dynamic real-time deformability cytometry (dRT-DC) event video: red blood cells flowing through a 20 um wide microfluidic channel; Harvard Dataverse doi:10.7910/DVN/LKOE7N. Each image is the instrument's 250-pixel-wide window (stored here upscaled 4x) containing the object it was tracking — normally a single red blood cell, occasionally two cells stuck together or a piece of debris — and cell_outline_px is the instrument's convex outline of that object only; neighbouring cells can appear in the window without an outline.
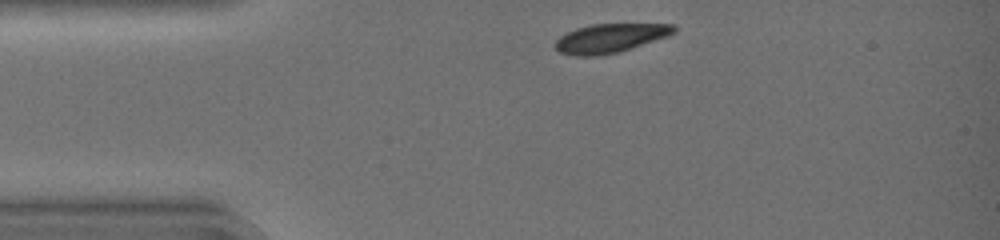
{"species": "common noctule bat (a hibernating species)", "species_latin": "Nyctalus noctula", "temperature_condition": "warm", "stored_images_in_passage": 32, "camera_frame_rate_fps": 3000, "um_per_image_px": 0.085, "animal": {"sex": "female", "body_mass_g": 19.0, "forearm_length_mm": 51.5}, "frame": {"image": 1, "passage_image": 1, "time_ms": 0.0, "image_size_px": [1000, 240], "cell_outline_px": [[676, 32], [668, 36], [620, 52], [596, 56], [576, 56], [560, 52], [552, 44], [560, 36], [576, 28], [592, 24], [676, 24]], "centroid_in_image_um": [51.87, 3.24], "position_along_channel_um": 33.1, "area_um2": 20.11}}
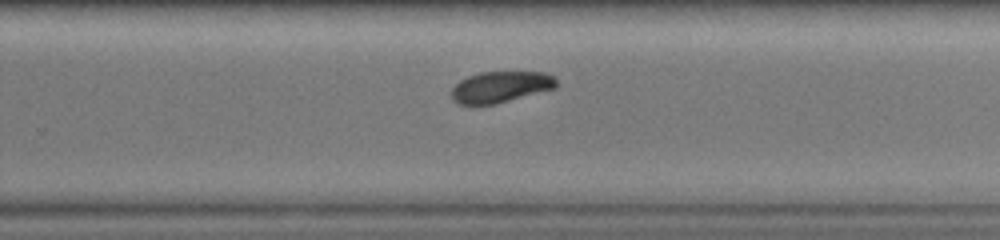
{"frame": {"image": 2, "passage_image": 21, "time_ms": 6.667, "image_size_px": [1000, 240], "cell_outline_px": [[556, 88], [496, 104], [460, 104], [452, 100], [452, 88], [460, 80], [468, 76], [480, 72], [544, 72], [556, 76]], "centroid_in_image_um": [42.57, 7.38], "position_along_channel_um": 287.2, "area_um2": 19.07}}
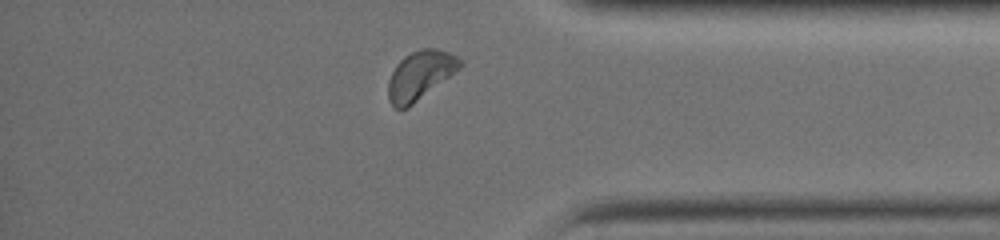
{"frame": {"image": 3, "passage_image": 29, "time_ms": 9.333, "image_size_px": [1000, 240], "cell_outline_px": [[464, 64], [460, 68], [408, 108], [396, 108], [388, 100], [388, 80], [396, 64], [404, 56], [420, 48], [436, 48], [448, 52], [456, 56]], "centroid_in_image_um": [35.69, 6.39], "position_along_channel_um": 399.5, "area_um2": 20.23}, "authors_computed_cell_mechanics": {"area_um2": 21.0103, "velocity_mm_per_s": 4.3835, "shape_relaxation_time_tau1_ms": 2.5993, "shape_relaxation_time_tau2_ms": null, "deformation_change_tau1": 0.1278, "deformation_change_tau2": null}}